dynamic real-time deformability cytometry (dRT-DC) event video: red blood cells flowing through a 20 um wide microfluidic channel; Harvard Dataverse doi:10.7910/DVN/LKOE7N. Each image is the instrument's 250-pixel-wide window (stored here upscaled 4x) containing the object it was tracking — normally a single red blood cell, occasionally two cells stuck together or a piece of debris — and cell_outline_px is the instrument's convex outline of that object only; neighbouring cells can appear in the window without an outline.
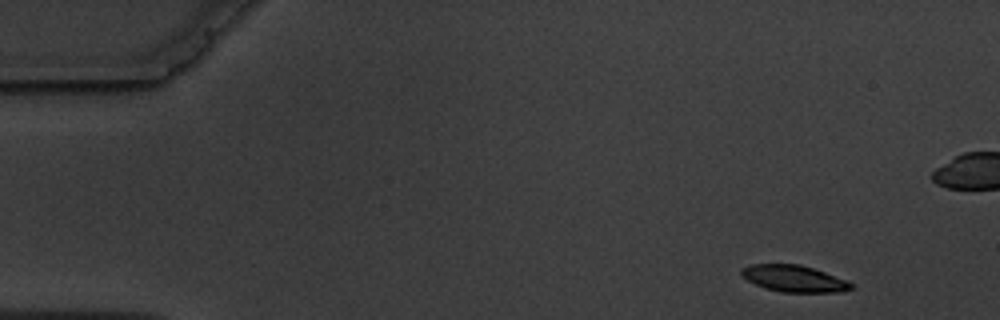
{"species": "common noctule bat (a hibernating species)", "species_latin": "Nyctalus noctula", "temperature_condition": "warm", "stored_images_in_passage": 6, "camera_frame_rate_fps": 3000, "um_per_image_px": 0.085, "animal": {"sex": "male", "body_mass_g": 19.5, "forearm_length_mm": 54.6}, "frame": {"image": 1, "passage_image": 1, "time_ms": 0.0, "image_size_px": [1000, 320], "cell_outline_px": [[856, 288], [840, 292], [780, 292], [764, 288], [748, 280], [740, 272], [740, 268], [752, 264], [800, 264], [824, 272], [856, 284]], "centroid_in_image_um": [67.52, 23.69], "position_along_channel_um": 17.5, "area_um2": 17.05}}
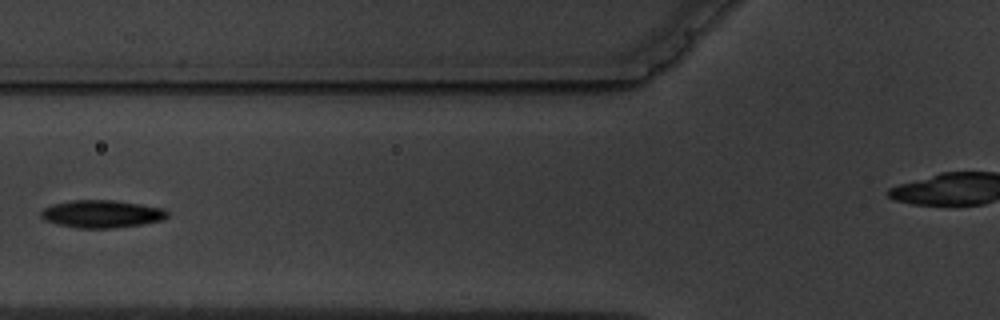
{"frame": {"image": 2, "passage_image": 6, "time_ms": 5.667, "image_size_px": [1000, 320], "cell_outline_px": [[168, 216], [160, 220], [140, 224], [112, 228], [80, 228], [60, 224], [44, 220], [40, 216], [40, 212], [44, 208], [52, 204], [72, 200], [112, 200], [140, 204], [164, 208], [168, 212]], "centroid_in_image_um": [8.63, 18.17], "position_along_channel_um": 117.2, "area_um2": 20.11}}